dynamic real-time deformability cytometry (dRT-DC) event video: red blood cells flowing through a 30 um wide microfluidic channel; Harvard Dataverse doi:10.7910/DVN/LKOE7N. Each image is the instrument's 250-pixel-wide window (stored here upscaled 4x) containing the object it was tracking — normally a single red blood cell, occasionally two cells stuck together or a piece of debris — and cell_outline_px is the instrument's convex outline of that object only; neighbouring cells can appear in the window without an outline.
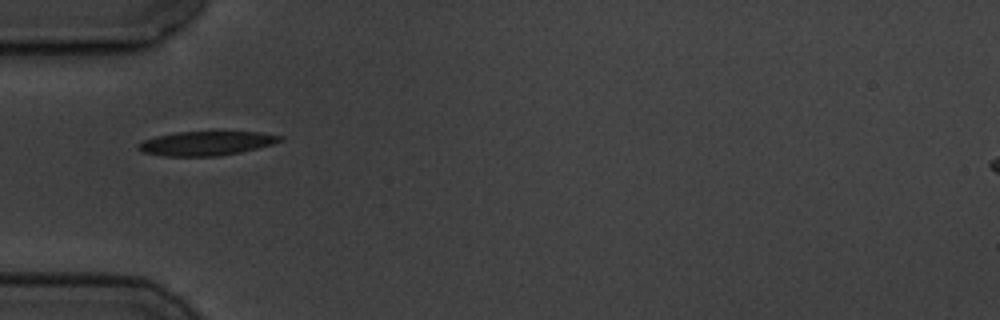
{"species": "common noctule bat (a hibernating species)", "species_latin": "Nyctalus noctula", "temperature_condition": "cold", "stored_images_in_passage": 1, "camera_frame_rate_fps": 3000, "um_per_image_px": 0.085, "animal": {"sex": "male", "body_mass_g": 19.5, "forearm_length_mm": 54.6}, "frame": {"image": 1, "passage_image": 1, "time_ms": 0.0, "image_size_px": [1000, 320], "cell_outline_px": [[284, 140], [272, 144], [240, 152], [216, 156], [164, 156], [144, 152], [136, 148], [136, 144], [144, 140], [156, 136], [176, 132], [256, 132], [284, 136]], "centroid_in_image_um": [17.51, 12.18], "position_along_channel_um": 67.5, "area_um2": 19.83}}